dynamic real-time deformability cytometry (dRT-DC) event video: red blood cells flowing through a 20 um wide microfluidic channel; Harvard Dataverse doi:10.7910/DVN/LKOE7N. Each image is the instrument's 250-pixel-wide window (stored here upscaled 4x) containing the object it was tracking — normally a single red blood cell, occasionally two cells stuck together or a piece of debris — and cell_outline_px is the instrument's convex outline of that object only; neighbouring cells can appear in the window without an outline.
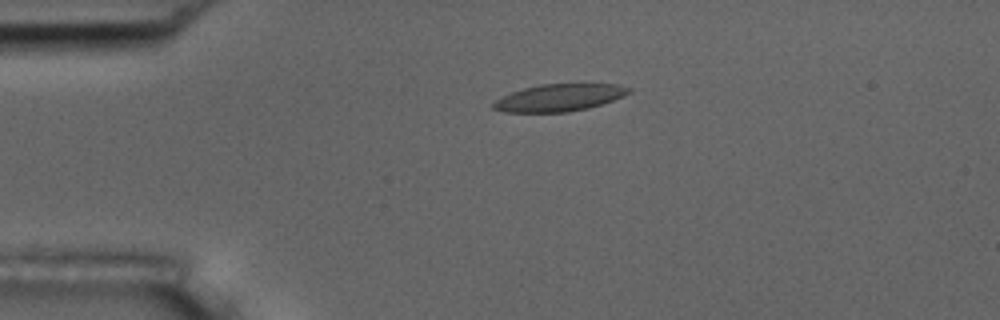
{"species": "common noctule bat (a hibernating species)", "species_latin": "Nyctalus noctula", "temperature_condition": "room temperature", "stored_images_in_passage": 2, "camera_frame_rate_fps": 3000, "um_per_image_px": 0.085, "animal": {"sex": "male", "body_mass_g": 17.5, "forearm_length_mm": 52.3}, "frame": {"image": 1, "passage_image": 1, "time_ms": 0.0, "image_size_px": [1000, 320], "cell_outline_px": [[632, 92], [624, 96], [588, 108], [568, 112], [504, 112], [492, 108], [492, 104], [500, 96], [524, 88], [540, 84], [616, 84], [632, 88]], "centroid_in_image_um": [47.53, 8.3], "position_along_channel_um": 37.5, "area_um2": 21.44}}